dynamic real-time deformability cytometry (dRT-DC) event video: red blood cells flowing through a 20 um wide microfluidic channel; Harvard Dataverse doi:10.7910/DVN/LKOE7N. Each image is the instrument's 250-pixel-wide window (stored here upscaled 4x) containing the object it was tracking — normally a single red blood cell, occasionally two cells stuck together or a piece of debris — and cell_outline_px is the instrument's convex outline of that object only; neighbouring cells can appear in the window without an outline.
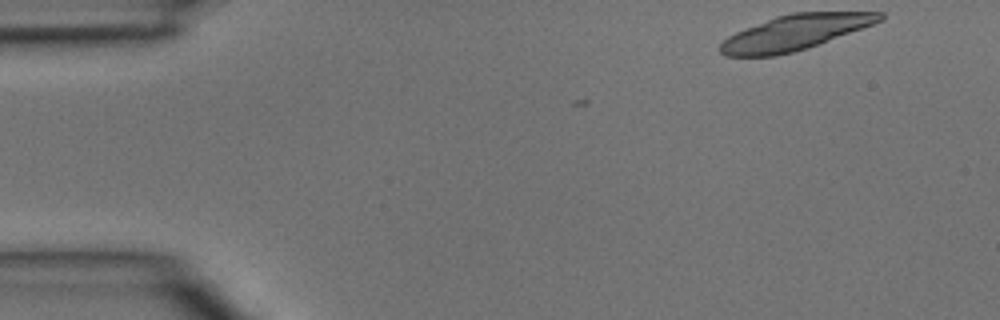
{"species": "common noctule bat (a hibernating species)", "species_latin": "Nyctalus noctula", "temperature_condition": "room temperature", "stored_images_in_passage": 3, "camera_frame_rate_fps": 3000, "um_per_image_px": 0.085, "animal": {"sex": "male", "body_mass_g": 15.6}, "frame": {"image": 1, "passage_image": 1, "time_ms": 0.0, "image_size_px": [1000, 320], "cell_outline_px": [[884, 20], [808, 48], [776, 56], [724, 56], [720, 52], [720, 44], [728, 36], [736, 32], [776, 16], [792, 12], [884, 12]], "centroid_in_image_um": [67.58, 2.76], "position_along_channel_um": 17.4, "area_um2": 32.48}}